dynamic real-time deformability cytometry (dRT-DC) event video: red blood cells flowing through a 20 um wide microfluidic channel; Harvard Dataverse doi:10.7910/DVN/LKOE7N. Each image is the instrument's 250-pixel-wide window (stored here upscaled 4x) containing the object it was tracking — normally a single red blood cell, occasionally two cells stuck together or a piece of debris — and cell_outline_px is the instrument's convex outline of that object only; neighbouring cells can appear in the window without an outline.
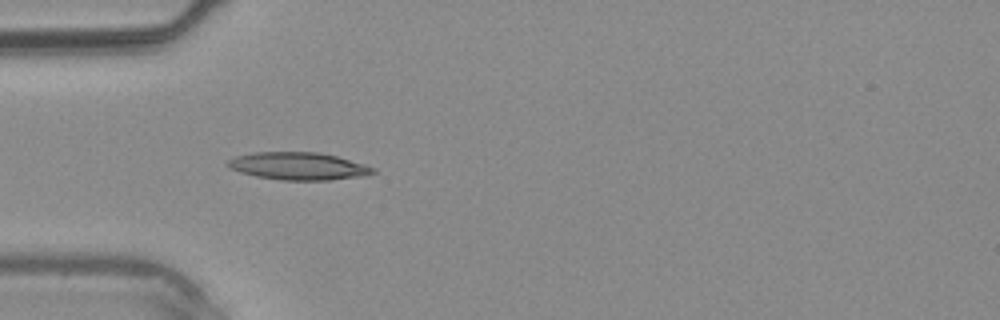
{"species": "common noctule bat (a hibernating species)", "species_latin": "Nyctalus noctula", "temperature_condition": "warm", "stored_images_in_passage": 4, "camera_frame_rate_fps": 3000, "um_per_image_px": 0.085, "animal": {"sex": "male", "body_mass_g": 20.4}, "frame": {"image": 1, "passage_image": 3, "time_ms": 2.333, "image_size_px": [1000, 320], "cell_outline_px": [[376, 172], [364, 176], [328, 180], [280, 180], [256, 176], [240, 172], [228, 168], [224, 164], [228, 160], [236, 156], [252, 152], [316, 152], [336, 156], [364, 164], [376, 168]], "centroid_in_image_um": [25.33, 14.12], "position_along_channel_um": 59.7, "area_um2": 23.41}}